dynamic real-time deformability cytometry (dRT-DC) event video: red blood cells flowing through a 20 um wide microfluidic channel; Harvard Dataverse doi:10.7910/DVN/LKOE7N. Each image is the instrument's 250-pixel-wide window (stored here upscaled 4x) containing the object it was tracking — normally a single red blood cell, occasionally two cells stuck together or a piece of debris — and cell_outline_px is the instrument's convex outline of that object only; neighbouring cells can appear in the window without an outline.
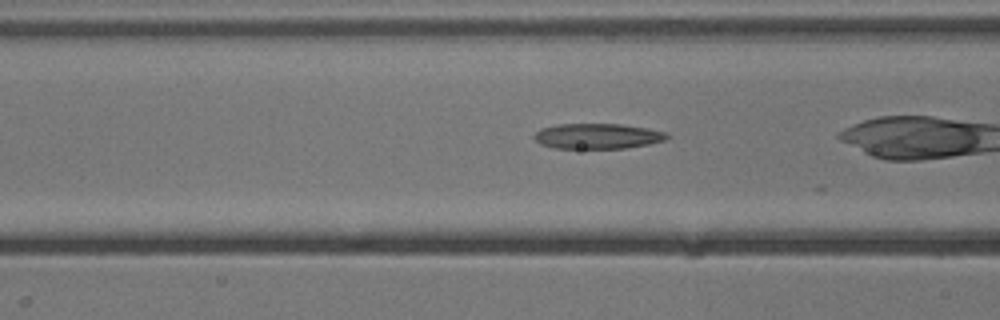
{"species": "common noctule bat (a hibernating species)", "species_latin": "Nyctalus noctula", "temperature_condition": "cold", "stored_images_in_passage": 9, "camera_frame_rate_fps": 3000, "um_per_image_px": 0.085, "animal": {"sex": "male", "body_mass_g": 13.3}, "frame": {"image": 1, "passage_image": 4, "time_ms": 1.0, "image_size_px": [1000, 320], "cell_outline_px": [[672, 136], [664, 140], [648, 144], [628, 148], [552, 148], [540, 144], [532, 136], [540, 128], [556, 124], [620, 124], [648, 128], [668, 132]], "centroid_in_image_um": [50.8, 11.57], "position_along_channel_um": 115.8, "area_um2": 19.83}}
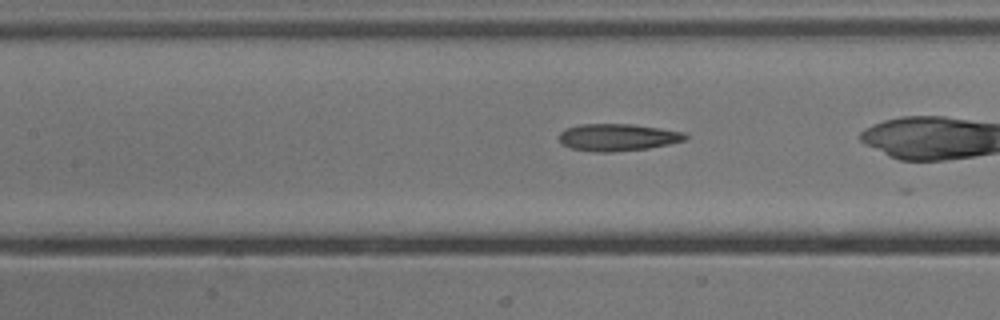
{"frame": {"image": 2, "passage_image": 7, "time_ms": 2.0, "image_size_px": [1000, 320], "cell_outline_px": [[688, 136], [684, 140], [668, 144], [648, 148], [612, 152], [596, 152], [572, 148], [560, 144], [560, 132], [564, 128], [580, 124], [632, 124], [660, 128], [684, 132]], "centroid_in_image_um": [52.47, 11.66], "position_along_channel_um": 154.9, "area_um2": 19.94}}